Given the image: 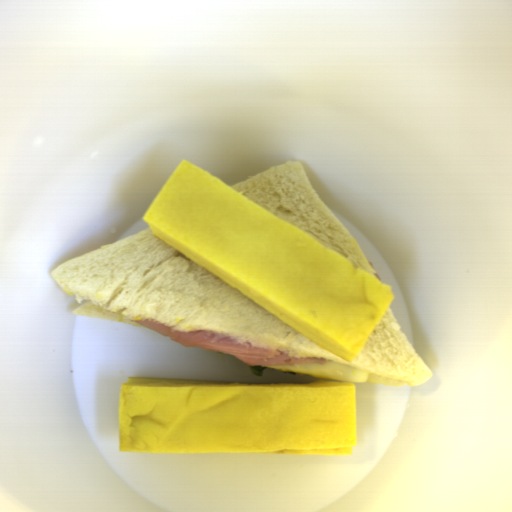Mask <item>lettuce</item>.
I'll return each instance as SVG.
<instances>
[{
    "instance_id": "obj_1",
    "label": "lettuce",
    "mask_w": 512,
    "mask_h": 512,
    "mask_svg": "<svg viewBox=\"0 0 512 512\" xmlns=\"http://www.w3.org/2000/svg\"><path fill=\"white\" fill-rule=\"evenodd\" d=\"M266 368H267L266 366H250L249 365L251 374H253L255 376H259V377L262 376V373Z\"/></svg>"
}]
</instances>
